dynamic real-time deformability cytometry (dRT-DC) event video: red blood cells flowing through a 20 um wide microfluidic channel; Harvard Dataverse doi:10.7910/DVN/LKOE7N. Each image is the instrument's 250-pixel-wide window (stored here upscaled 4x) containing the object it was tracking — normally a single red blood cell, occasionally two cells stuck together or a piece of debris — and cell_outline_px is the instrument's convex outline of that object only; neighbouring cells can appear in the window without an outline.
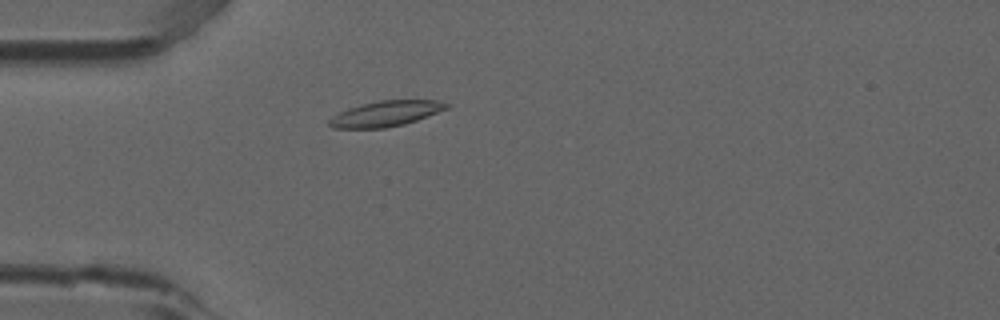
{"species": "common noctule bat (a hibernating species)", "species_latin": "Nyctalus noctula", "temperature_condition": "room temperature", "stored_images_in_passage": 50, "camera_frame_rate_fps": 3000, "um_per_image_px": 0.085, "animal": {"sex": "male", "forearm_length_mm": 52.5}, "frame": {"image": 1, "passage_image": 12, "time_ms": 3.667, "image_size_px": [1000, 320], "cell_outline_px": [[452, 104], [448, 108], [416, 120], [404, 124], [384, 128], [332, 128], [328, 124], [328, 120], [332, 116], [348, 108], [380, 100], [436, 100]], "centroid_in_image_um": [32.79, 9.66], "position_along_channel_um": 52.2, "area_um2": 17.28}}
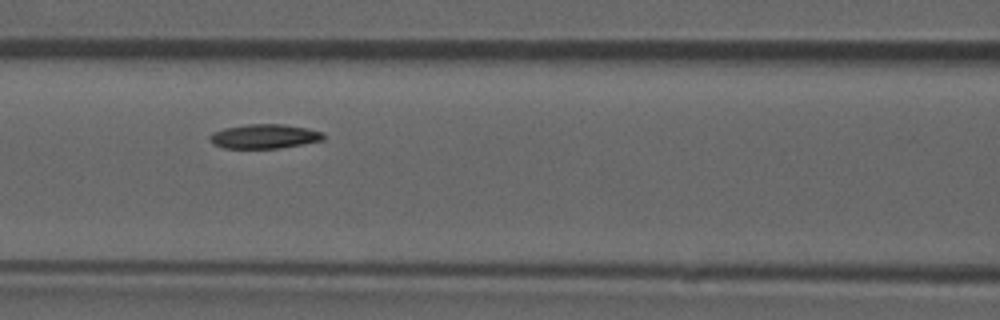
{"frame": {"image": 2, "passage_image": 20, "time_ms": 6.333, "image_size_px": [1000, 320], "cell_outline_px": [[324, 140], [304, 144], [280, 148], [224, 148], [212, 144], [208, 140], [208, 136], [212, 132], [224, 128], [248, 124], [284, 124], [308, 128], [324, 132]], "centroid_in_image_um": [22.46, 11.59], "position_along_channel_um": 144.1, "area_um2": 16.36}}
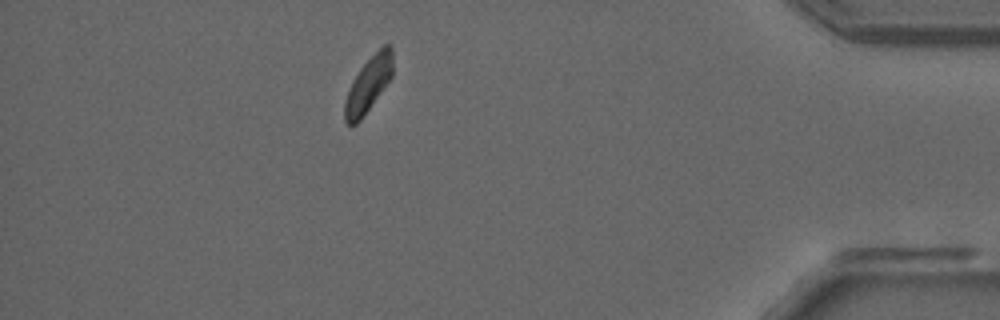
{"frame": {"image": 3, "passage_image": 44, "time_ms": 14.333, "image_size_px": [1000, 320], "cell_outline_px": [[392, 76], [360, 120], [356, 124], [348, 124], [344, 120], [344, 100], [348, 88], [352, 80], [360, 68], [384, 44], [388, 44], [392, 48]], "centroid_in_image_um": [31.28, 7.19], "position_along_channel_um": 403.9, "area_um2": 15.14}, "authors_computed_cell_mechanics": {"area_um2": 16.4152, "velocity_mm_per_s": 3.8354, "shape_relaxation_time_tau1_ms": 9.0772, "shape_relaxation_time_tau2_ms": null, "deformation_change_tau1": 0.1303, "deformation_change_tau2": null}}